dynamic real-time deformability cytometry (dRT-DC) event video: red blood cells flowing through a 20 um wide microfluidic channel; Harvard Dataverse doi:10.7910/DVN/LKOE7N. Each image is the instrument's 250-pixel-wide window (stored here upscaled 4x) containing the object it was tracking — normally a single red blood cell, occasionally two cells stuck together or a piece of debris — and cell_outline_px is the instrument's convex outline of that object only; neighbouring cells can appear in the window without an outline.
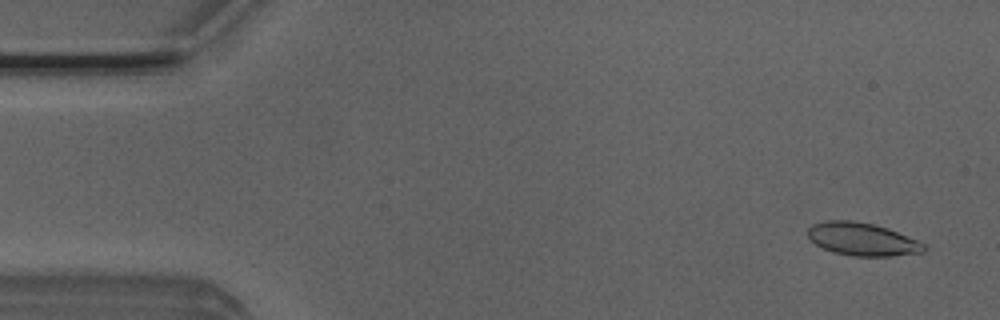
{"species": "Egyptian fruit bat (a non-hibernating species)", "species_latin": "Rousettus aegyptiacus", "temperature_condition": "room temperature", "stored_images_in_passage": 52, "camera_frame_rate_fps": 3000, "um_per_image_px": 0.085, "animal": {"sex": "male"}, "frame": {"image": 1, "passage_image": 3, "time_ms": 0.667, "image_size_px": [1000, 320], "cell_outline_px": [[928, 248], [924, 252], [892, 256], [852, 256], [832, 252], [816, 244], [808, 236], [808, 228], [812, 224], [824, 220], [852, 220], [872, 224], [888, 228], [916, 240], [924, 244]], "centroid_in_image_um": [73.29, 20.33], "position_along_channel_um": 11.7, "area_um2": 22.25}}
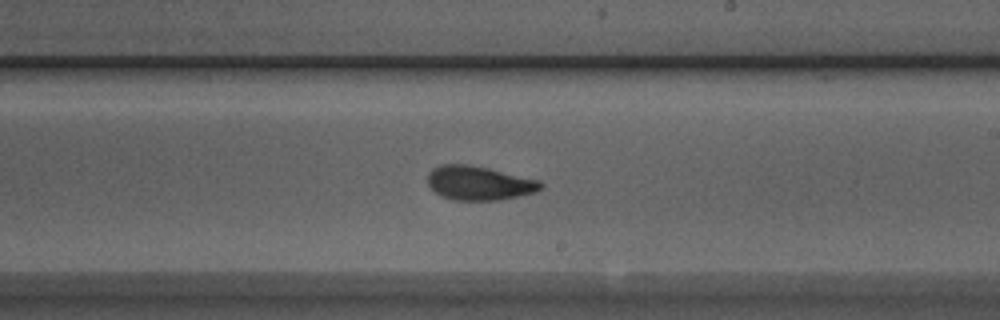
{"frame": {"image": 2, "passage_image": 30, "time_ms": 9.667, "image_size_px": [1000, 320], "cell_outline_px": [[544, 188], [536, 192], [500, 200], [452, 200], [440, 196], [428, 184], [428, 172], [432, 168], [444, 164], [468, 164], [488, 168], [540, 180], [544, 184]], "centroid_in_image_um": [40.74, 15.56], "position_along_channel_um": 248.3, "area_um2": 22.6}}
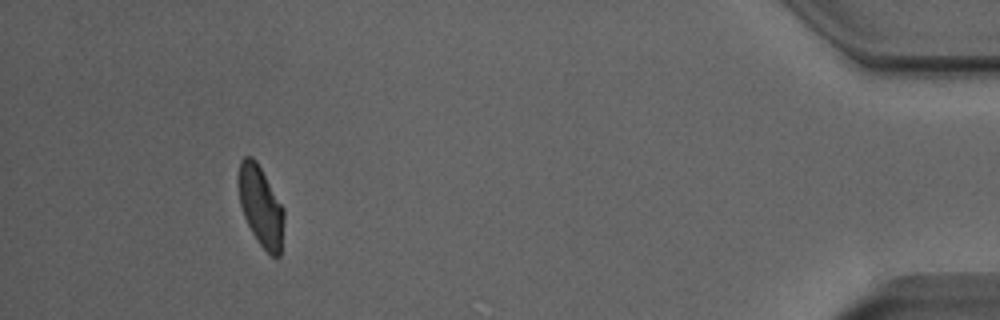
{"frame": {"image": 3, "passage_image": 48, "time_ms": 15.667, "image_size_px": [1000, 320], "cell_outline_px": [[284, 220], [280, 256], [272, 256], [256, 240], [244, 216], [240, 204], [236, 184], [236, 180], [240, 160], [244, 156], [252, 156], [256, 160], [284, 208]], "centroid_in_image_um": [22.13, 17.48], "position_along_channel_um": 413.1, "area_um2": 21.5}, "authors_computed_cell_mechanics": {"area_um2": 22.2241, "velocity_mm_per_s": 3.9131, "shape_relaxation_time_tau1_ms": 3.4754, "shape_relaxation_time_tau2_ms": 1.5545, "deformation_change_tau1": 0.1301, "deformation_change_tau2": 0.073}}